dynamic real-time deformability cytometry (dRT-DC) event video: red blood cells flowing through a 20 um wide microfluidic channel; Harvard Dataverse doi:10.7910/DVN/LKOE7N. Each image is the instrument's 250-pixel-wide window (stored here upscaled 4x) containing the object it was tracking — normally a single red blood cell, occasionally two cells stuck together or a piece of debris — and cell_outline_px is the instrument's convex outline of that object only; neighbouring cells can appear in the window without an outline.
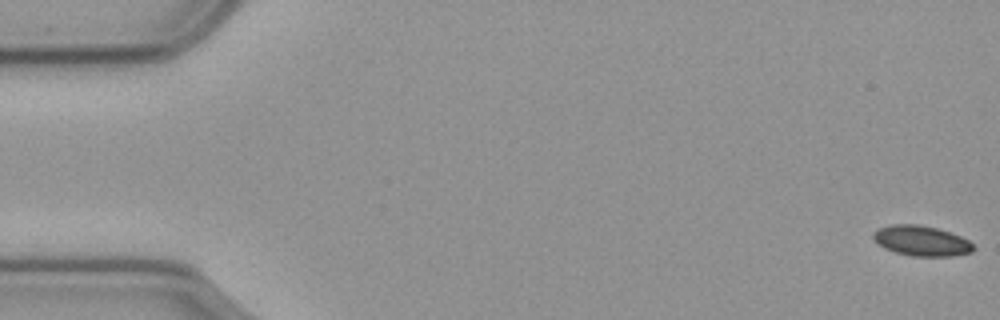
{"species": "common noctule bat (a hibernating species)", "species_latin": "Nyctalus noctula", "temperature_condition": "cold", "stored_images_in_passage": 58, "camera_frame_rate_fps": 3000, "um_per_image_px": 0.085, "animal": {"sex": "male", "body_mass_g": 23.1, "forearm_length_mm": 52.7}, "frame": {"image": 1, "passage_image": 1, "time_ms": 0.0, "image_size_px": [1000, 320], "cell_outline_px": [[976, 248], [972, 252], [952, 256], [912, 256], [896, 252], [884, 248], [872, 236], [872, 232], [876, 228], [892, 224], [916, 224], [936, 228], [960, 236], [968, 240]], "centroid_in_image_um": [78.31, 20.46], "position_along_channel_um": 6.7, "area_um2": 17.57}}
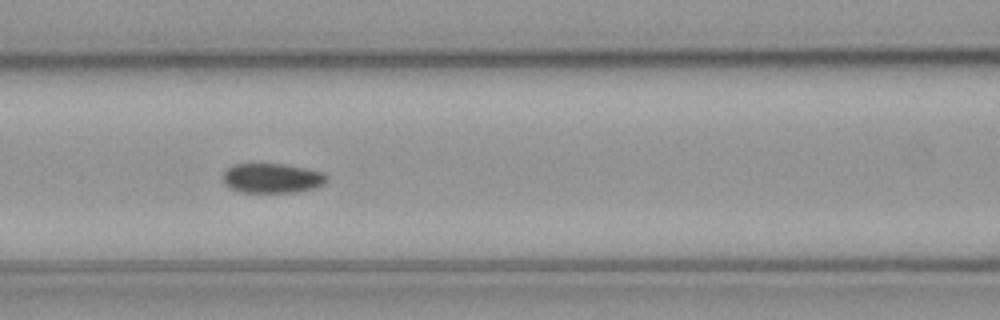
{"frame": {"image": 2, "passage_image": 25, "time_ms": 8.0, "image_size_px": [1000, 320], "cell_outline_px": [[328, 180], [324, 184], [316, 188], [296, 192], [244, 192], [232, 188], [224, 184], [220, 176], [232, 164], [284, 164], [304, 168], [320, 172], [328, 176]], "centroid_in_image_um": [23.11, 15.14], "position_along_channel_um": 143.5, "area_um2": 17.98}}
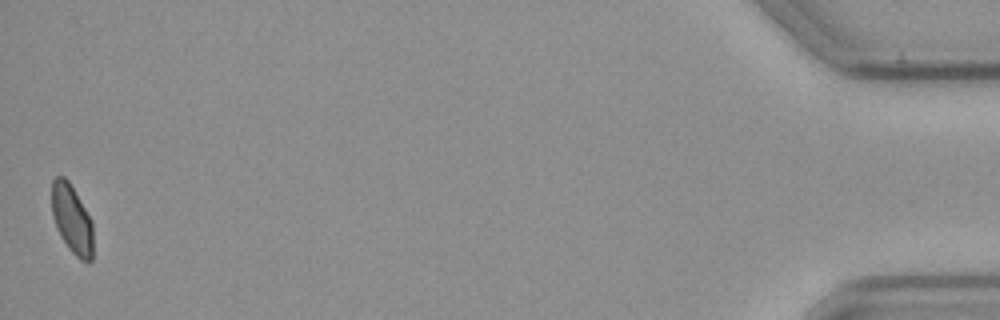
{"frame": {"image": 3, "passage_image": 58, "time_ms": 19.0, "image_size_px": [1000, 320], "cell_outline_px": [[92, 260], [88, 264], [80, 260], [68, 248], [60, 236], [56, 228], [52, 216], [52, 180], [56, 176], [64, 176], [68, 180], [84, 208], [92, 224]], "centroid_in_image_um": [6.09, 18.66], "position_along_channel_um": 429.1, "area_um2": 16.47}, "authors_computed_cell_mechanics": {"area_um2": 18.1492, "velocity_mm_per_s": 3.5349, "shape_relaxation_time_tau1_ms": null, "shape_relaxation_time_tau2_ms": 2.7057, "deformation_change_tau1": null, "deformation_change_tau2": 0.0578}}